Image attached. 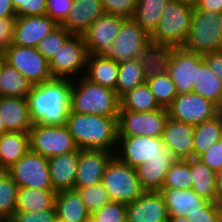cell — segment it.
Segmentation results:
<instances>
[{
	"label": "cell",
	"instance_id": "obj_39",
	"mask_svg": "<svg viewBox=\"0 0 222 222\" xmlns=\"http://www.w3.org/2000/svg\"><path fill=\"white\" fill-rule=\"evenodd\" d=\"M146 83L161 107L167 108L178 95L168 73L151 76Z\"/></svg>",
	"mask_w": 222,
	"mask_h": 222
},
{
	"label": "cell",
	"instance_id": "obj_40",
	"mask_svg": "<svg viewBox=\"0 0 222 222\" xmlns=\"http://www.w3.org/2000/svg\"><path fill=\"white\" fill-rule=\"evenodd\" d=\"M71 36L72 34L66 28L59 25L56 29L39 41L36 49L49 61Z\"/></svg>",
	"mask_w": 222,
	"mask_h": 222
},
{
	"label": "cell",
	"instance_id": "obj_42",
	"mask_svg": "<svg viewBox=\"0 0 222 222\" xmlns=\"http://www.w3.org/2000/svg\"><path fill=\"white\" fill-rule=\"evenodd\" d=\"M74 189L78 191L85 207L91 214L111 201L102 183Z\"/></svg>",
	"mask_w": 222,
	"mask_h": 222
},
{
	"label": "cell",
	"instance_id": "obj_19",
	"mask_svg": "<svg viewBox=\"0 0 222 222\" xmlns=\"http://www.w3.org/2000/svg\"><path fill=\"white\" fill-rule=\"evenodd\" d=\"M59 24L47 15L16 17L12 44L36 48Z\"/></svg>",
	"mask_w": 222,
	"mask_h": 222
},
{
	"label": "cell",
	"instance_id": "obj_10",
	"mask_svg": "<svg viewBox=\"0 0 222 222\" xmlns=\"http://www.w3.org/2000/svg\"><path fill=\"white\" fill-rule=\"evenodd\" d=\"M88 55L83 35H72L49 60L53 78L74 79L82 71L85 74Z\"/></svg>",
	"mask_w": 222,
	"mask_h": 222
},
{
	"label": "cell",
	"instance_id": "obj_3",
	"mask_svg": "<svg viewBox=\"0 0 222 222\" xmlns=\"http://www.w3.org/2000/svg\"><path fill=\"white\" fill-rule=\"evenodd\" d=\"M80 76L78 82L75 79L72 80L70 111L118 117L120 98L115 90L95 84L84 76Z\"/></svg>",
	"mask_w": 222,
	"mask_h": 222
},
{
	"label": "cell",
	"instance_id": "obj_4",
	"mask_svg": "<svg viewBox=\"0 0 222 222\" xmlns=\"http://www.w3.org/2000/svg\"><path fill=\"white\" fill-rule=\"evenodd\" d=\"M182 47L200 55L222 50V13L194 10Z\"/></svg>",
	"mask_w": 222,
	"mask_h": 222
},
{
	"label": "cell",
	"instance_id": "obj_52",
	"mask_svg": "<svg viewBox=\"0 0 222 222\" xmlns=\"http://www.w3.org/2000/svg\"><path fill=\"white\" fill-rule=\"evenodd\" d=\"M194 10L222 13V0H196Z\"/></svg>",
	"mask_w": 222,
	"mask_h": 222
},
{
	"label": "cell",
	"instance_id": "obj_53",
	"mask_svg": "<svg viewBox=\"0 0 222 222\" xmlns=\"http://www.w3.org/2000/svg\"><path fill=\"white\" fill-rule=\"evenodd\" d=\"M17 17L12 0H0V18Z\"/></svg>",
	"mask_w": 222,
	"mask_h": 222
},
{
	"label": "cell",
	"instance_id": "obj_17",
	"mask_svg": "<svg viewBox=\"0 0 222 222\" xmlns=\"http://www.w3.org/2000/svg\"><path fill=\"white\" fill-rule=\"evenodd\" d=\"M114 152L80 149L74 188H84L101 183L102 176Z\"/></svg>",
	"mask_w": 222,
	"mask_h": 222
},
{
	"label": "cell",
	"instance_id": "obj_23",
	"mask_svg": "<svg viewBox=\"0 0 222 222\" xmlns=\"http://www.w3.org/2000/svg\"><path fill=\"white\" fill-rule=\"evenodd\" d=\"M104 13L101 0H74L72 10L61 25L72 35H83Z\"/></svg>",
	"mask_w": 222,
	"mask_h": 222
},
{
	"label": "cell",
	"instance_id": "obj_21",
	"mask_svg": "<svg viewBox=\"0 0 222 222\" xmlns=\"http://www.w3.org/2000/svg\"><path fill=\"white\" fill-rule=\"evenodd\" d=\"M0 113L7 132H28L33 126L27 98L3 96Z\"/></svg>",
	"mask_w": 222,
	"mask_h": 222
},
{
	"label": "cell",
	"instance_id": "obj_56",
	"mask_svg": "<svg viewBox=\"0 0 222 222\" xmlns=\"http://www.w3.org/2000/svg\"><path fill=\"white\" fill-rule=\"evenodd\" d=\"M168 222H190L185 216L169 217Z\"/></svg>",
	"mask_w": 222,
	"mask_h": 222
},
{
	"label": "cell",
	"instance_id": "obj_31",
	"mask_svg": "<svg viewBox=\"0 0 222 222\" xmlns=\"http://www.w3.org/2000/svg\"><path fill=\"white\" fill-rule=\"evenodd\" d=\"M192 92L222 107V80L204 62L197 69L196 85Z\"/></svg>",
	"mask_w": 222,
	"mask_h": 222
},
{
	"label": "cell",
	"instance_id": "obj_55",
	"mask_svg": "<svg viewBox=\"0 0 222 222\" xmlns=\"http://www.w3.org/2000/svg\"><path fill=\"white\" fill-rule=\"evenodd\" d=\"M9 175V169L0 165V183Z\"/></svg>",
	"mask_w": 222,
	"mask_h": 222
},
{
	"label": "cell",
	"instance_id": "obj_14",
	"mask_svg": "<svg viewBox=\"0 0 222 222\" xmlns=\"http://www.w3.org/2000/svg\"><path fill=\"white\" fill-rule=\"evenodd\" d=\"M167 110L170 118L195 126L218 115L219 107L191 92L177 95Z\"/></svg>",
	"mask_w": 222,
	"mask_h": 222
},
{
	"label": "cell",
	"instance_id": "obj_2",
	"mask_svg": "<svg viewBox=\"0 0 222 222\" xmlns=\"http://www.w3.org/2000/svg\"><path fill=\"white\" fill-rule=\"evenodd\" d=\"M65 126L70 131L79 149L116 152L118 117L70 111Z\"/></svg>",
	"mask_w": 222,
	"mask_h": 222
},
{
	"label": "cell",
	"instance_id": "obj_28",
	"mask_svg": "<svg viewBox=\"0 0 222 222\" xmlns=\"http://www.w3.org/2000/svg\"><path fill=\"white\" fill-rule=\"evenodd\" d=\"M87 72L83 76L95 84L115 90L118 80L119 64L109 58L89 54Z\"/></svg>",
	"mask_w": 222,
	"mask_h": 222
},
{
	"label": "cell",
	"instance_id": "obj_20",
	"mask_svg": "<svg viewBox=\"0 0 222 222\" xmlns=\"http://www.w3.org/2000/svg\"><path fill=\"white\" fill-rule=\"evenodd\" d=\"M162 140L175 159L193 158L194 125L169 117L165 123Z\"/></svg>",
	"mask_w": 222,
	"mask_h": 222
},
{
	"label": "cell",
	"instance_id": "obj_29",
	"mask_svg": "<svg viewBox=\"0 0 222 222\" xmlns=\"http://www.w3.org/2000/svg\"><path fill=\"white\" fill-rule=\"evenodd\" d=\"M56 192L53 189L18 188L15 212H38L55 205Z\"/></svg>",
	"mask_w": 222,
	"mask_h": 222
},
{
	"label": "cell",
	"instance_id": "obj_7",
	"mask_svg": "<svg viewBox=\"0 0 222 222\" xmlns=\"http://www.w3.org/2000/svg\"><path fill=\"white\" fill-rule=\"evenodd\" d=\"M29 145L32 152L48 159L79 149L65 125L33 124L29 130Z\"/></svg>",
	"mask_w": 222,
	"mask_h": 222
},
{
	"label": "cell",
	"instance_id": "obj_57",
	"mask_svg": "<svg viewBox=\"0 0 222 222\" xmlns=\"http://www.w3.org/2000/svg\"><path fill=\"white\" fill-rule=\"evenodd\" d=\"M7 132L5 126H4V123H3V120H2V115L0 113V137L5 134Z\"/></svg>",
	"mask_w": 222,
	"mask_h": 222
},
{
	"label": "cell",
	"instance_id": "obj_8",
	"mask_svg": "<svg viewBox=\"0 0 222 222\" xmlns=\"http://www.w3.org/2000/svg\"><path fill=\"white\" fill-rule=\"evenodd\" d=\"M117 143L118 146L120 145L118 148L121 153L116 152L114 156L133 168L154 157H173L170 150L165 147L162 137L118 136Z\"/></svg>",
	"mask_w": 222,
	"mask_h": 222
},
{
	"label": "cell",
	"instance_id": "obj_44",
	"mask_svg": "<svg viewBox=\"0 0 222 222\" xmlns=\"http://www.w3.org/2000/svg\"><path fill=\"white\" fill-rule=\"evenodd\" d=\"M106 14H113L123 18H133L138 0H101Z\"/></svg>",
	"mask_w": 222,
	"mask_h": 222
},
{
	"label": "cell",
	"instance_id": "obj_15",
	"mask_svg": "<svg viewBox=\"0 0 222 222\" xmlns=\"http://www.w3.org/2000/svg\"><path fill=\"white\" fill-rule=\"evenodd\" d=\"M126 18L104 13L91 23L83 34L88 54L108 58L115 38L119 35L122 23Z\"/></svg>",
	"mask_w": 222,
	"mask_h": 222
},
{
	"label": "cell",
	"instance_id": "obj_9",
	"mask_svg": "<svg viewBox=\"0 0 222 222\" xmlns=\"http://www.w3.org/2000/svg\"><path fill=\"white\" fill-rule=\"evenodd\" d=\"M0 57L16 68L32 85H39L53 79L49 69V61L34 47L11 44Z\"/></svg>",
	"mask_w": 222,
	"mask_h": 222
},
{
	"label": "cell",
	"instance_id": "obj_1",
	"mask_svg": "<svg viewBox=\"0 0 222 222\" xmlns=\"http://www.w3.org/2000/svg\"><path fill=\"white\" fill-rule=\"evenodd\" d=\"M72 80L53 78L33 85L27 95L33 124L65 125L70 112Z\"/></svg>",
	"mask_w": 222,
	"mask_h": 222
},
{
	"label": "cell",
	"instance_id": "obj_6",
	"mask_svg": "<svg viewBox=\"0 0 222 222\" xmlns=\"http://www.w3.org/2000/svg\"><path fill=\"white\" fill-rule=\"evenodd\" d=\"M101 183L110 200L115 202L131 203L144 192L135 168L122 163L115 156L107 164Z\"/></svg>",
	"mask_w": 222,
	"mask_h": 222
},
{
	"label": "cell",
	"instance_id": "obj_50",
	"mask_svg": "<svg viewBox=\"0 0 222 222\" xmlns=\"http://www.w3.org/2000/svg\"><path fill=\"white\" fill-rule=\"evenodd\" d=\"M15 22L16 17L0 18V55L13 42Z\"/></svg>",
	"mask_w": 222,
	"mask_h": 222
},
{
	"label": "cell",
	"instance_id": "obj_59",
	"mask_svg": "<svg viewBox=\"0 0 222 222\" xmlns=\"http://www.w3.org/2000/svg\"><path fill=\"white\" fill-rule=\"evenodd\" d=\"M0 222H14L11 218L0 219Z\"/></svg>",
	"mask_w": 222,
	"mask_h": 222
},
{
	"label": "cell",
	"instance_id": "obj_60",
	"mask_svg": "<svg viewBox=\"0 0 222 222\" xmlns=\"http://www.w3.org/2000/svg\"><path fill=\"white\" fill-rule=\"evenodd\" d=\"M0 75H1V57H0ZM3 97V93L1 91V86H0V98Z\"/></svg>",
	"mask_w": 222,
	"mask_h": 222
},
{
	"label": "cell",
	"instance_id": "obj_36",
	"mask_svg": "<svg viewBox=\"0 0 222 222\" xmlns=\"http://www.w3.org/2000/svg\"><path fill=\"white\" fill-rule=\"evenodd\" d=\"M169 0H138L133 19L151 36L162 17L163 9Z\"/></svg>",
	"mask_w": 222,
	"mask_h": 222
},
{
	"label": "cell",
	"instance_id": "obj_51",
	"mask_svg": "<svg viewBox=\"0 0 222 222\" xmlns=\"http://www.w3.org/2000/svg\"><path fill=\"white\" fill-rule=\"evenodd\" d=\"M203 60L222 80V50L203 55Z\"/></svg>",
	"mask_w": 222,
	"mask_h": 222
},
{
	"label": "cell",
	"instance_id": "obj_58",
	"mask_svg": "<svg viewBox=\"0 0 222 222\" xmlns=\"http://www.w3.org/2000/svg\"><path fill=\"white\" fill-rule=\"evenodd\" d=\"M175 1L184 2V3H187V4L193 5V6L196 3V0H175Z\"/></svg>",
	"mask_w": 222,
	"mask_h": 222
},
{
	"label": "cell",
	"instance_id": "obj_54",
	"mask_svg": "<svg viewBox=\"0 0 222 222\" xmlns=\"http://www.w3.org/2000/svg\"><path fill=\"white\" fill-rule=\"evenodd\" d=\"M215 202L222 205V169L216 172V197Z\"/></svg>",
	"mask_w": 222,
	"mask_h": 222
},
{
	"label": "cell",
	"instance_id": "obj_22",
	"mask_svg": "<svg viewBox=\"0 0 222 222\" xmlns=\"http://www.w3.org/2000/svg\"><path fill=\"white\" fill-rule=\"evenodd\" d=\"M79 153L80 149L48 159L52 186L56 193L74 189Z\"/></svg>",
	"mask_w": 222,
	"mask_h": 222
},
{
	"label": "cell",
	"instance_id": "obj_13",
	"mask_svg": "<svg viewBox=\"0 0 222 222\" xmlns=\"http://www.w3.org/2000/svg\"><path fill=\"white\" fill-rule=\"evenodd\" d=\"M150 41V36L133 18H126L111 49H108V58L118 64L138 59L139 53Z\"/></svg>",
	"mask_w": 222,
	"mask_h": 222
},
{
	"label": "cell",
	"instance_id": "obj_33",
	"mask_svg": "<svg viewBox=\"0 0 222 222\" xmlns=\"http://www.w3.org/2000/svg\"><path fill=\"white\" fill-rule=\"evenodd\" d=\"M221 138L222 123L219 114L212 119L195 125L193 158H198L201 154L206 152L210 146H212Z\"/></svg>",
	"mask_w": 222,
	"mask_h": 222
},
{
	"label": "cell",
	"instance_id": "obj_45",
	"mask_svg": "<svg viewBox=\"0 0 222 222\" xmlns=\"http://www.w3.org/2000/svg\"><path fill=\"white\" fill-rule=\"evenodd\" d=\"M190 222H222V205L208 201L201 211L187 213L185 216Z\"/></svg>",
	"mask_w": 222,
	"mask_h": 222
},
{
	"label": "cell",
	"instance_id": "obj_43",
	"mask_svg": "<svg viewBox=\"0 0 222 222\" xmlns=\"http://www.w3.org/2000/svg\"><path fill=\"white\" fill-rule=\"evenodd\" d=\"M127 219V204L110 201L90 216L88 222H122Z\"/></svg>",
	"mask_w": 222,
	"mask_h": 222
},
{
	"label": "cell",
	"instance_id": "obj_5",
	"mask_svg": "<svg viewBox=\"0 0 222 222\" xmlns=\"http://www.w3.org/2000/svg\"><path fill=\"white\" fill-rule=\"evenodd\" d=\"M193 11V5L169 0L150 40L154 43L182 47L188 37Z\"/></svg>",
	"mask_w": 222,
	"mask_h": 222
},
{
	"label": "cell",
	"instance_id": "obj_35",
	"mask_svg": "<svg viewBox=\"0 0 222 222\" xmlns=\"http://www.w3.org/2000/svg\"><path fill=\"white\" fill-rule=\"evenodd\" d=\"M162 108L147 83L133 88L120 98V110L150 112Z\"/></svg>",
	"mask_w": 222,
	"mask_h": 222
},
{
	"label": "cell",
	"instance_id": "obj_32",
	"mask_svg": "<svg viewBox=\"0 0 222 222\" xmlns=\"http://www.w3.org/2000/svg\"><path fill=\"white\" fill-rule=\"evenodd\" d=\"M192 188L197 195L215 202L216 172L198 158H191Z\"/></svg>",
	"mask_w": 222,
	"mask_h": 222
},
{
	"label": "cell",
	"instance_id": "obj_30",
	"mask_svg": "<svg viewBox=\"0 0 222 222\" xmlns=\"http://www.w3.org/2000/svg\"><path fill=\"white\" fill-rule=\"evenodd\" d=\"M30 149L28 132H6L0 137V165L12 167Z\"/></svg>",
	"mask_w": 222,
	"mask_h": 222
},
{
	"label": "cell",
	"instance_id": "obj_11",
	"mask_svg": "<svg viewBox=\"0 0 222 222\" xmlns=\"http://www.w3.org/2000/svg\"><path fill=\"white\" fill-rule=\"evenodd\" d=\"M168 118V110L164 107L150 112L119 110L118 136L162 137Z\"/></svg>",
	"mask_w": 222,
	"mask_h": 222
},
{
	"label": "cell",
	"instance_id": "obj_38",
	"mask_svg": "<svg viewBox=\"0 0 222 222\" xmlns=\"http://www.w3.org/2000/svg\"><path fill=\"white\" fill-rule=\"evenodd\" d=\"M191 159H176L169 167L162 188L191 189Z\"/></svg>",
	"mask_w": 222,
	"mask_h": 222
},
{
	"label": "cell",
	"instance_id": "obj_27",
	"mask_svg": "<svg viewBox=\"0 0 222 222\" xmlns=\"http://www.w3.org/2000/svg\"><path fill=\"white\" fill-rule=\"evenodd\" d=\"M55 209L56 216L64 222H88L91 216L75 189L57 192Z\"/></svg>",
	"mask_w": 222,
	"mask_h": 222
},
{
	"label": "cell",
	"instance_id": "obj_16",
	"mask_svg": "<svg viewBox=\"0 0 222 222\" xmlns=\"http://www.w3.org/2000/svg\"><path fill=\"white\" fill-rule=\"evenodd\" d=\"M203 63V55L176 47L168 74L178 95L192 92L193 85H196L197 69Z\"/></svg>",
	"mask_w": 222,
	"mask_h": 222
},
{
	"label": "cell",
	"instance_id": "obj_61",
	"mask_svg": "<svg viewBox=\"0 0 222 222\" xmlns=\"http://www.w3.org/2000/svg\"><path fill=\"white\" fill-rule=\"evenodd\" d=\"M218 114H219V116L221 118V123H222V107L219 108Z\"/></svg>",
	"mask_w": 222,
	"mask_h": 222
},
{
	"label": "cell",
	"instance_id": "obj_37",
	"mask_svg": "<svg viewBox=\"0 0 222 222\" xmlns=\"http://www.w3.org/2000/svg\"><path fill=\"white\" fill-rule=\"evenodd\" d=\"M144 69L138 59L119 63L115 93L121 98L133 88L146 83Z\"/></svg>",
	"mask_w": 222,
	"mask_h": 222
},
{
	"label": "cell",
	"instance_id": "obj_26",
	"mask_svg": "<svg viewBox=\"0 0 222 222\" xmlns=\"http://www.w3.org/2000/svg\"><path fill=\"white\" fill-rule=\"evenodd\" d=\"M174 157H154L138 165L135 170L144 191H160Z\"/></svg>",
	"mask_w": 222,
	"mask_h": 222
},
{
	"label": "cell",
	"instance_id": "obj_48",
	"mask_svg": "<svg viewBox=\"0 0 222 222\" xmlns=\"http://www.w3.org/2000/svg\"><path fill=\"white\" fill-rule=\"evenodd\" d=\"M198 159L215 172L222 169V138L210 146Z\"/></svg>",
	"mask_w": 222,
	"mask_h": 222
},
{
	"label": "cell",
	"instance_id": "obj_24",
	"mask_svg": "<svg viewBox=\"0 0 222 222\" xmlns=\"http://www.w3.org/2000/svg\"><path fill=\"white\" fill-rule=\"evenodd\" d=\"M169 217L186 216L187 213H196L208 202L197 195L193 189L162 188Z\"/></svg>",
	"mask_w": 222,
	"mask_h": 222
},
{
	"label": "cell",
	"instance_id": "obj_62",
	"mask_svg": "<svg viewBox=\"0 0 222 222\" xmlns=\"http://www.w3.org/2000/svg\"><path fill=\"white\" fill-rule=\"evenodd\" d=\"M53 222H64V221L56 216L55 219L53 220Z\"/></svg>",
	"mask_w": 222,
	"mask_h": 222
},
{
	"label": "cell",
	"instance_id": "obj_47",
	"mask_svg": "<svg viewBox=\"0 0 222 222\" xmlns=\"http://www.w3.org/2000/svg\"><path fill=\"white\" fill-rule=\"evenodd\" d=\"M47 16L61 25L73 8L74 0H46Z\"/></svg>",
	"mask_w": 222,
	"mask_h": 222
},
{
	"label": "cell",
	"instance_id": "obj_12",
	"mask_svg": "<svg viewBox=\"0 0 222 222\" xmlns=\"http://www.w3.org/2000/svg\"><path fill=\"white\" fill-rule=\"evenodd\" d=\"M9 175L19 188L53 189L48 158L32 152L30 149L9 168Z\"/></svg>",
	"mask_w": 222,
	"mask_h": 222
},
{
	"label": "cell",
	"instance_id": "obj_46",
	"mask_svg": "<svg viewBox=\"0 0 222 222\" xmlns=\"http://www.w3.org/2000/svg\"><path fill=\"white\" fill-rule=\"evenodd\" d=\"M46 0H12L17 17L46 15Z\"/></svg>",
	"mask_w": 222,
	"mask_h": 222
},
{
	"label": "cell",
	"instance_id": "obj_25",
	"mask_svg": "<svg viewBox=\"0 0 222 222\" xmlns=\"http://www.w3.org/2000/svg\"><path fill=\"white\" fill-rule=\"evenodd\" d=\"M175 51L176 46L150 41L138 57L143 66L145 77L168 73Z\"/></svg>",
	"mask_w": 222,
	"mask_h": 222
},
{
	"label": "cell",
	"instance_id": "obj_49",
	"mask_svg": "<svg viewBox=\"0 0 222 222\" xmlns=\"http://www.w3.org/2000/svg\"><path fill=\"white\" fill-rule=\"evenodd\" d=\"M56 217L55 205L48 210L38 212H14V222H53Z\"/></svg>",
	"mask_w": 222,
	"mask_h": 222
},
{
	"label": "cell",
	"instance_id": "obj_34",
	"mask_svg": "<svg viewBox=\"0 0 222 222\" xmlns=\"http://www.w3.org/2000/svg\"><path fill=\"white\" fill-rule=\"evenodd\" d=\"M0 86L3 96L26 98L33 85L16 68L1 58Z\"/></svg>",
	"mask_w": 222,
	"mask_h": 222
},
{
	"label": "cell",
	"instance_id": "obj_41",
	"mask_svg": "<svg viewBox=\"0 0 222 222\" xmlns=\"http://www.w3.org/2000/svg\"><path fill=\"white\" fill-rule=\"evenodd\" d=\"M18 185L8 175L0 183V219L12 218L16 208Z\"/></svg>",
	"mask_w": 222,
	"mask_h": 222
},
{
	"label": "cell",
	"instance_id": "obj_18",
	"mask_svg": "<svg viewBox=\"0 0 222 222\" xmlns=\"http://www.w3.org/2000/svg\"><path fill=\"white\" fill-rule=\"evenodd\" d=\"M127 219L129 222H168V210L160 191H144L128 203Z\"/></svg>",
	"mask_w": 222,
	"mask_h": 222
}]
</instances>
